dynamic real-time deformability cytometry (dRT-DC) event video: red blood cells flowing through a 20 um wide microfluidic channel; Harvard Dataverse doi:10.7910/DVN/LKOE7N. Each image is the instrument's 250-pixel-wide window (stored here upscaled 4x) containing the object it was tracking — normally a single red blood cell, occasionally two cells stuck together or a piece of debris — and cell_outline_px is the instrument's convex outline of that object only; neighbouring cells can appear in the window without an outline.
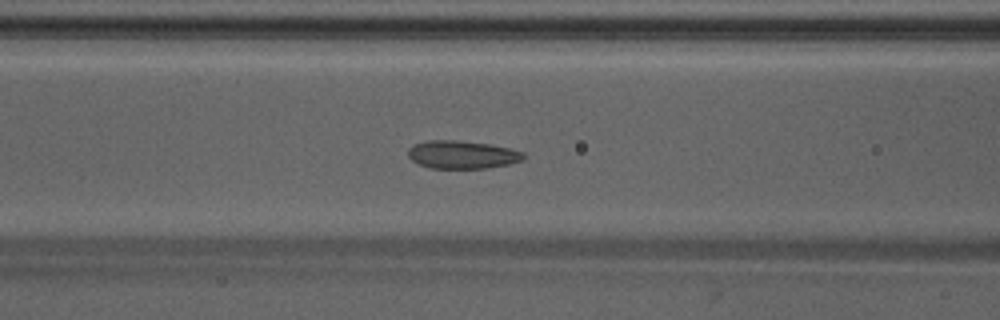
{"species": "Egyptian fruit bat (a non-hibernating species)", "species_latin": "Rousettus aegyptiacus", "temperature_condition": "warm", "stored_images_in_passage": 48, "camera_frame_rate_fps": 3000, "um_per_image_px": 0.085, "animal": {"sex": "male"}, "frame": {"image": 1, "passage_image": 20, "time_ms": 6.333, "image_size_px": [1000, 320], "cell_outline_px": [[524, 160], [508, 164], [488, 168], [428, 168], [412, 160], [408, 156], [408, 148], [412, 144], [428, 140], [456, 140], [488, 144], [508, 148], [524, 152]], "centroid_in_image_um": [39.26, 13.14], "position_along_channel_um": 127.3, "area_um2": 18.84}}
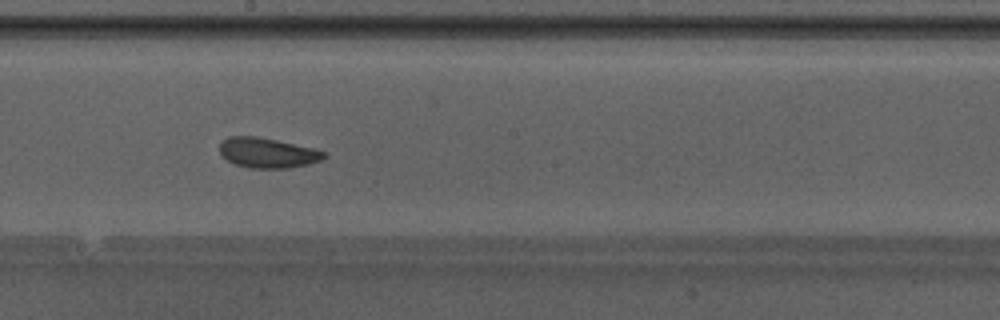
{"frame": {"image": 2, "passage_image": 27, "time_ms": 8.667, "image_size_px": [1000, 320], "cell_outline_px": [[328, 156], [320, 160], [308, 164], [288, 168], [248, 168], [236, 164], [220, 156], [220, 144], [228, 136], [256, 136], [276, 140], [312, 148], [324, 152]], "centroid_in_image_um": [22.71, 12.99], "position_along_channel_um": 225.5, "area_um2": 18.15}}
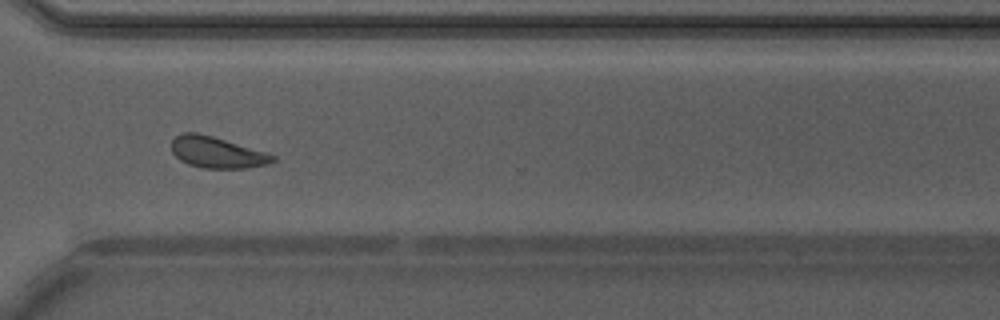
{"frame": {"image": 3, "passage_image": 36, "time_ms": 11.667, "image_size_px": [1000, 320], "cell_outline_px": [[276, 160], [268, 164], [248, 168], [200, 168], [188, 164], [180, 160], [172, 152], [172, 140], [176, 136], [184, 132], [196, 132], [212, 136], [268, 152], [276, 156]], "centroid_in_image_um": [18.46, 12.96], "position_along_channel_um": 352.1, "area_um2": 18.55}, "authors_computed_cell_mechanics": {"area_um2": 18.6983, "velocity_mm_per_s": 4.2175, "shape_relaxation_time_tau1_ms": 1.945, "shape_relaxation_time_tau2_ms": 1.7195, "deformation_change_tau1": 0.0998, "deformation_change_tau2": 0.0807}}